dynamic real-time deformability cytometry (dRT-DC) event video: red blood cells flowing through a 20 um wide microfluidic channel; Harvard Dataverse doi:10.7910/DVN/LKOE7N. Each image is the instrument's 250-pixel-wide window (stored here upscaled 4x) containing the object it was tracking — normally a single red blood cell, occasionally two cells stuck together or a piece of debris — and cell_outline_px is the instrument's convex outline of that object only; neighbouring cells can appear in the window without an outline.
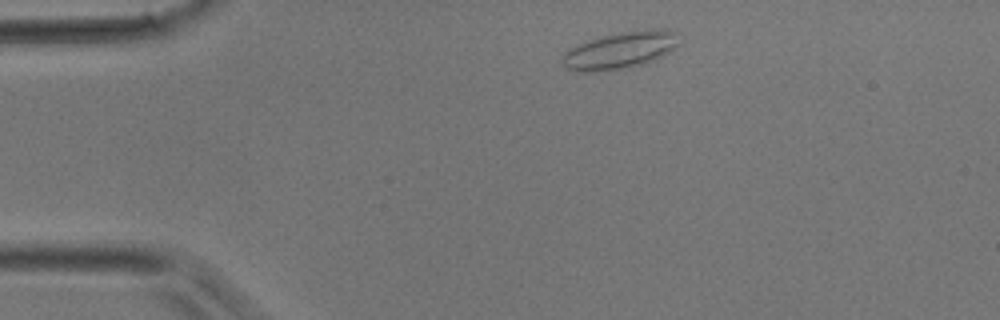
{"species": "common noctule bat (a hibernating species)", "species_latin": "Nyctalus noctula", "temperature_condition": "room temperature", "stored_images_in_passage": 2, "camera_frame_rate_fps": 3000, "um_per_image_px": 0.085, "animal": {"sex": "male", "body_mass_g": 17.9}, "frame": {"image": 1, "passage_image": 1, "time_ms": 0.0, "image_size_px": [1000, 320], "cell_outline_px": [[680, 44], [676, 48], [664, 56], [656, 60], [644, 64], [628, 68], [604, 72], [580, 72], [568, 68], [560, 64], [560, 60], [564, 52], [568, 48], [588, 40], [600, 36], [620, 32], [644, 28], [668, 28], [676, 32]], "centroid_in_image_um": [52.74, 4.27], "position_along_channel_um": 32.3, "area_um2": 26.18}}